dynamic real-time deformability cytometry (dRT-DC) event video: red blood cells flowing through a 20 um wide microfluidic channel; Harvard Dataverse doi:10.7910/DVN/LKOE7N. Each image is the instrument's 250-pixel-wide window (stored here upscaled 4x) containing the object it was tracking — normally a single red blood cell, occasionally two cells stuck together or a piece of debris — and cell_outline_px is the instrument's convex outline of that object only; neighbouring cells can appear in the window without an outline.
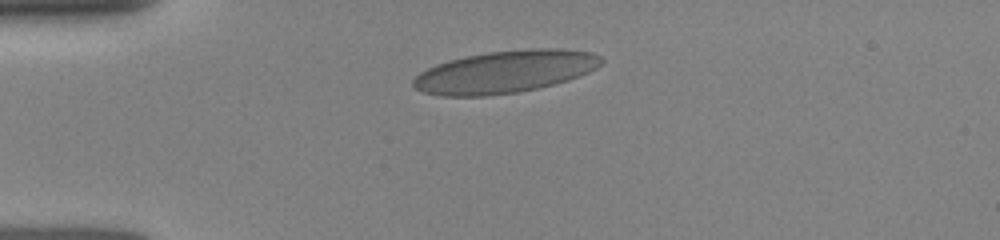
{"species": "human", "species_latin": "Homo sapiens", "temperature_condition": "room temperature", "stored_images_in_passage": 5, "camera_frame_rate_fps": 3000, "um_per_image_px": 0.085, "donor": {"sex": "female"}, "frame": {"image": 1, "passage_image": 1, "time_ms": 0.0, "image_size_px": [1000, 240], "cell_outline_px": [[604, 60], [596, 68], [580, 76], [568, 80], [536, 88], [516, 92], [484, 96], [440, 96], [424, 92], [416, 88], [412, 84], [412, 80], [420, 72], [436, 64], [448, 60], [488, 52], [532, 48], [560, 48], [592, 52], [600, 56]], "centroid_in_image_um": [42.93, 6.09], "position_along_channel_um": 42.1, "area_um2": 46.24}}
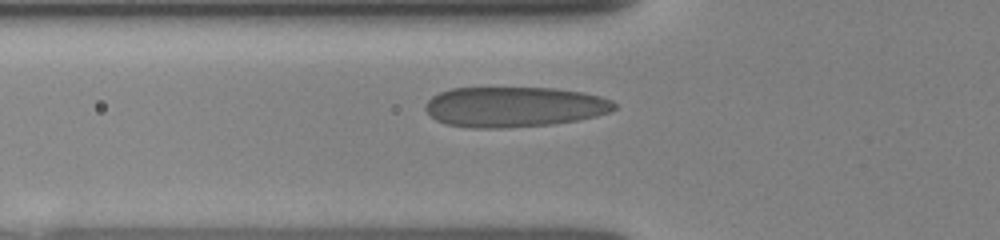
{"frame": {"image": 2, "passage_image": 4, "time_ms": 1.667, "image_size_px": [1000, 240], "cell_outline_px": [[616, 108], [608, 112], [596, 116], [576, 120], [552, 124], [504, 128], [472, 128], [444, 124], [436, 120], [424, 108], [428, 100], [432, 96], [440, 92], [452, 88], [556, 88], [584, 92], [600, 96], [612, 100], [616, 104]], "centroid_in_image_um": [43.71, 9.08], "position_along_channel_um": 82.1, "area_um2": 44.45}}